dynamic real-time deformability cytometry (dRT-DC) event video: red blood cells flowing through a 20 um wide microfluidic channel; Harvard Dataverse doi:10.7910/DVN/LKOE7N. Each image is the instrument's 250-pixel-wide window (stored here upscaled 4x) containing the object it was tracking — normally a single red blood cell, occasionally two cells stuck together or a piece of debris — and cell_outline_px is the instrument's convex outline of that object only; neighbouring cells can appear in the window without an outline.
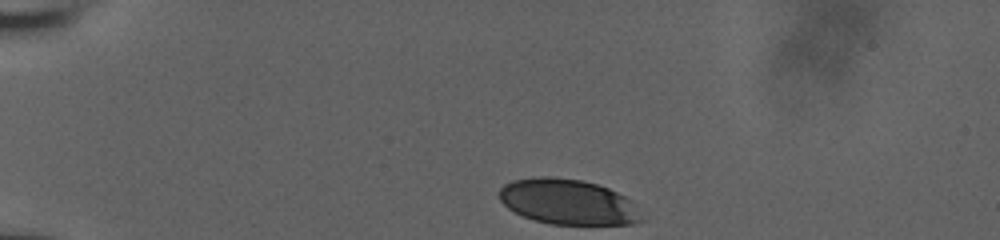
{"species": "human", "species_latin": "Homo sapiens", "temperature_condition": "room temperature", "stored_images_in_passage": 35, "camera_frame_rate_fps": 3000, "um_per_image_px": 0.085, "donor": {"sex": "male"}, "frame": {"image": 1, "passage_image": 1, "time_ms": 0.0, "image_size_px": [1000, 240], "cell_outline_px": [[648, 220], [632, 224], [548, 224], [524, 216], [508, 208], [500, 200], [500, 188], [504, 184], [512, 180], [536, 176], [552, 176], [580, 180], [596, 184], [608, 188], [632, 200], [636, 204]], "centroid_in_image_um": [48.34, 17.16], "position_along_channel_um": 36.7, "area_um2": 37.92}}
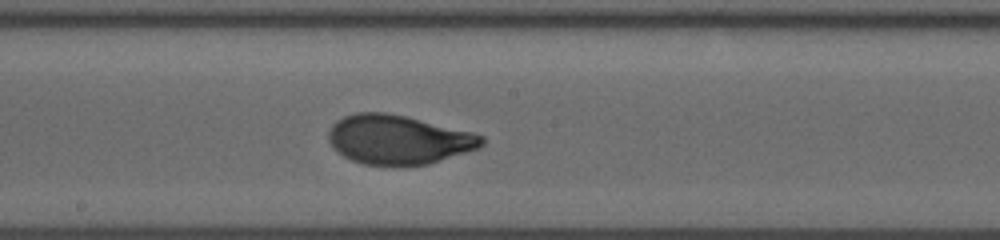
{"frame": {"image": 2, "passage_image": 20, "time_ms": 6.333, "image_size_px": [1000, 240], "cell_outline_px": [[484, 144], [480, 148], [428, 164], [400, 168], [364, 164], [352, 160], [344, 156], [332, 148], [328, 140], [328, 132], [332, 124], [336, 120], [344, 116], [356, 112], [384, 112], [404, 116], [472, 132], [484, 136]], "centroid_in_image_um": [33.84, 11.9], "position_along_channel_um": 214.4, "area_um2": 44.51}}
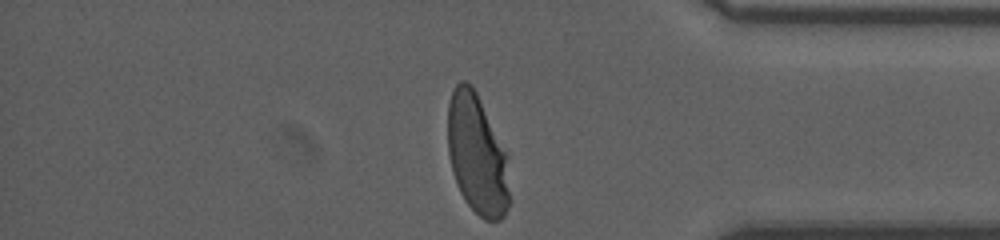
{"frame": {"image": 3, "passage_image": 35, "time_ms": 11.333, "image_size_px": [1000, 240], "cell_outline_px": [[512, 200], [504, 216], [500, 220], [484, 220], [464, 200], [460, 192], [452, 172], [448, 152], [448, 104], [452, 92], [456, 84], [460, 80], [464, 80], [472, 84], [508, 152]], "centroid_in_image_um": [40.6, 13.16], "position_along_channel_um": 394.6, "area_um2": 44.39}, "authors_computed_cell_mechanics": {"area_um2": 43.4078, "velocity_mm_per_s": 3.9187, "shape_relaxation_time_tau1_ms": 4.12, "shape_relaxation_time_tau2_ms": null, "deformation_change_tau1": 0.1861, "deformation_change_tau2": null}}